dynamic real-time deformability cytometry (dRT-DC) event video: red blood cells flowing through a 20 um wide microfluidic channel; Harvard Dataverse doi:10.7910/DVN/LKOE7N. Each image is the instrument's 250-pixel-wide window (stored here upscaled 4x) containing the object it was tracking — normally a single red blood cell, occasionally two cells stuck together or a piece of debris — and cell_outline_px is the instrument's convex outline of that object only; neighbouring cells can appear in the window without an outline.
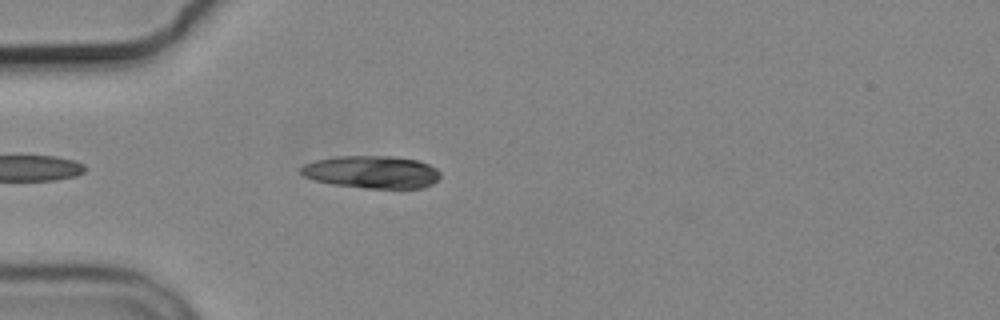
{"species": "common noctule bat (a hibernating species)", "species_latin": "Nyctalus noctula", "temperature_condition": "cold", "stored_images_in_passage": 2, "camera_frame_rate_fps": 3000, "um_per_image_px": 0.085, "animal": {"sex": "male", "body_mass_g": 19.2, "forearm_length_mm": 51.8}, "frame": {"image": 1, "passage_image": 2, "time_ms": 1.0, "image_size_px": [1000, 320], "cell_outline_px": [[440, 176], [432, 184], [424, 188], [368, 188], [332, 184], [316, 180], [304, 176], [300, 172], [300, 168], [304, 164], [316, 160], [336, 156], [392, 156], [416, 160], [428, 164], [436, 168], [440, 172]], "centroid_in_image_um": [31.61, 14.62], "position_along_channel_um": 53.4, "area_um2": 26.36}}